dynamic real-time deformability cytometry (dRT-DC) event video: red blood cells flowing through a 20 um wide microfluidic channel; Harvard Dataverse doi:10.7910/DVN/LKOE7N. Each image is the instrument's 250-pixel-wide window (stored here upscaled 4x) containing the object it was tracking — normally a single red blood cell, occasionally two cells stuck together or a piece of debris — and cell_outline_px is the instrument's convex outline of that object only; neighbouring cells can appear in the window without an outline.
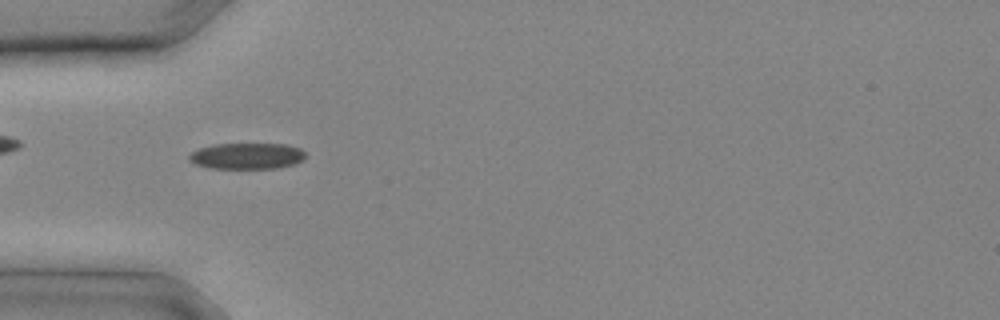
{"species": "common noctule bat (a hibernating species)", "species_latin": "Nyctalus noctula", "temperature_condition": "cold", "stored_images_in_passage": 8, "camera_frame_rate_fps": 3000, "um_per_image_px": 0.085, "animal": {"sex": "male", "body_mass_g": 20.4}, "frame": {"image": 1, "passage_image": 5, "time_ms": 1.333, "image_size_px": [1000, 320], "cell_outline_px": [[308, 152], [304, 160], [292, 164], [276, 168], [208, 168], [196, 164], [188, 160], [188, 156], [192, 152], [200, 148], [212, 144], [288, 144], [300, 148]], "centroid_in_image_um": [21.02, 13.25], "position_along_channel_um": 64.0, "area_um2": 17.86}}